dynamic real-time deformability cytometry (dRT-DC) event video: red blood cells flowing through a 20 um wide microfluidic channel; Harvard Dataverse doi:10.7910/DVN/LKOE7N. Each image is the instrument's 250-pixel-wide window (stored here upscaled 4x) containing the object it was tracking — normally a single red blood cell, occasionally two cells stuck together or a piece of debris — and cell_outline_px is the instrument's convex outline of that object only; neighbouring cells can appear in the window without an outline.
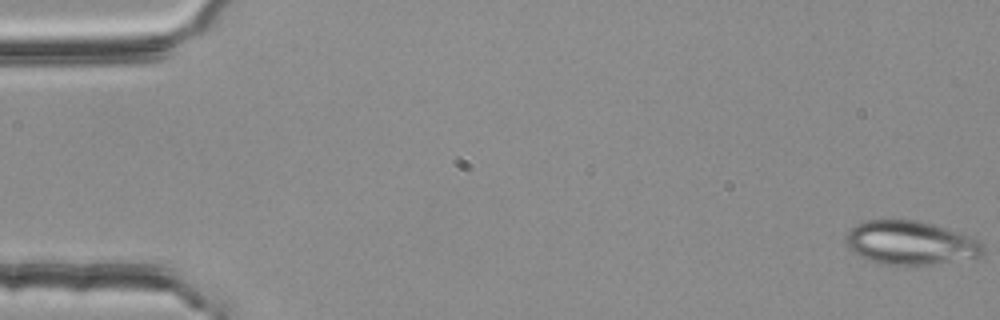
{"species": "common noctule bat (a hibernating species)", "species_latin": "Nyctalus noctula", "temperature_condition": "room temperature", "stored_images_in_passage": 54, "camera_frame_rate_fps": 3000, "um_per_image_px": 0.085, "animal": {"sex": "female", "body_mass_g": 25.1}, "frame": {"image": 1, "passage_image": 1, "time_ms": 0.0, "image_size_px": [1000, 320], "cell_outline_px": [[984, 256], [936, 264], [888, 264], [868, 260], [860, 256], [844, 240], [844, 236], [856, 224], [868, 220], [920, 220], [980, 240], [984, 248]], "centroid_in_image_um": [77.42, 20.64], "position_along_channel_um": 7.6, "area_um2": 34.56}}
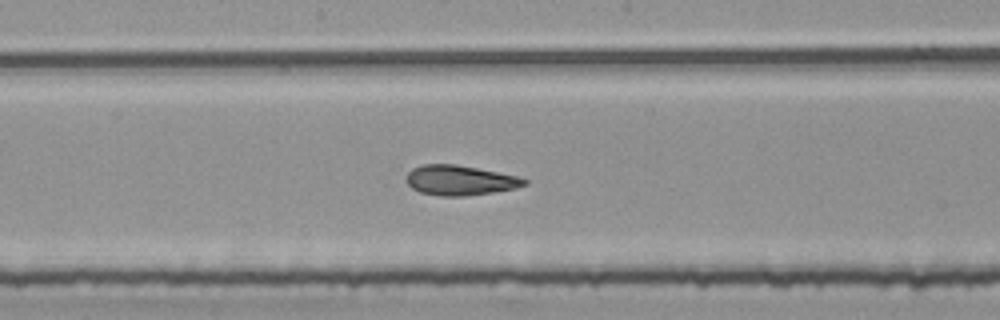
{"frame": {"image": 2, "passage_image": 29, "time_ms": 9.333, "image_size_px": [1000, 320], "cell_outline_px": [[528, 184], [516, 188], [492, 192], [464, 196], [440, 196], [420, 192], [412, 188], [408, 184], [408, 172], [412, 168], [420, 164], [456, 164], [516, 176], [528, 180]], "centroid_in_image_um": [39.08, 15.32], "position_along_channel_um": 209.1, "area_um2": 20.4}}
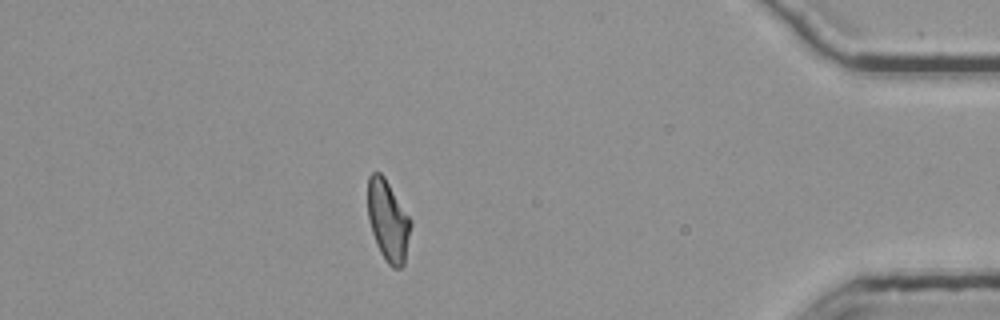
{"frame": {"image": 3, "passage_image": 48, "time_ms": 15.667, "image_size_px": [1000, 320], "cell_outline_px": [[412, 224], [404, 264], [400, 268], [392, 268], [388, 264], [380, 252], [376, 244], [372, 232], [368, 216], [368, 176], [372, 172], [380, 172], [384, 176], [412, 220]], "centroid_in_image_um": [32.99, 18.76], "position_along_channel_um": 402.2, "area_um2": 20.35}, "authors_computed_cell_mechanics": {"area_um2": 20.8658, "velocity_mm_per_s": 3.7944, "shape_relaxation_time_tau1_ms": null, "shape_relaxation_time_tau2_ms": 1.9021, "deformation_change_tau1": null, "deformation_change_tau2": 0.0963}}